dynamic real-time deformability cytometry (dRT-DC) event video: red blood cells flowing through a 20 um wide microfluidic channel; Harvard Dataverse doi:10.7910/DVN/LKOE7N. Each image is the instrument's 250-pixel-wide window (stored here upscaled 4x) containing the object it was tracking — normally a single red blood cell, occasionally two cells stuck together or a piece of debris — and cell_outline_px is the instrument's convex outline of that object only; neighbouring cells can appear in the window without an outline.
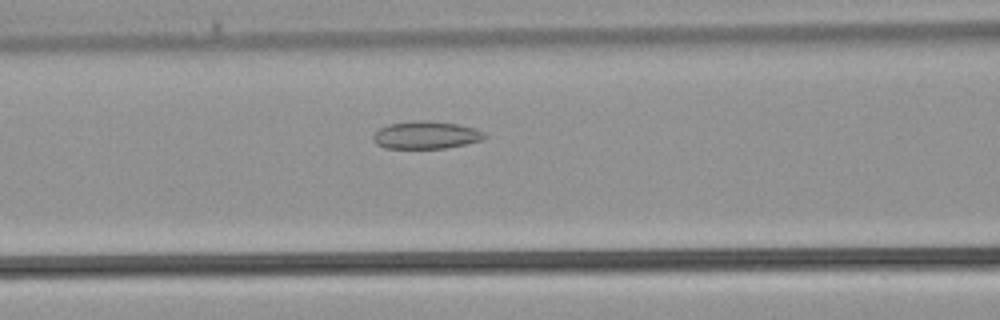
{"species": "common noctule bat (a hibernating species)", "species_latin": "Nyctalus noctula", "temperature_condition": "warm", "stored_images_in_passage": 30, "camera_frame_rate_fps": 3000, "um_per_image_px": 0.085, "animal": {"sex": "male", "body_mass_g": 21.5, "forearm_length_mm": 52.0}, "frame": {"image": 1, "passage_image": 8, "time_ms": 2.333, "image_size_px": [1000, 320], "cell_outline_px": [[488, 136], [480, 140], [464, 144], [444, 148], [384, 148], [376, 144], [372, 140], [372, 136], [380, 128], [388, 124], [420, 120], [428, 120], [456, 124], [476, 128], [484, 132]], "centroid_in_image_um": [36.19, 11.47], "position_along_channel_um": 130.4, "area_um2": 17.86}}
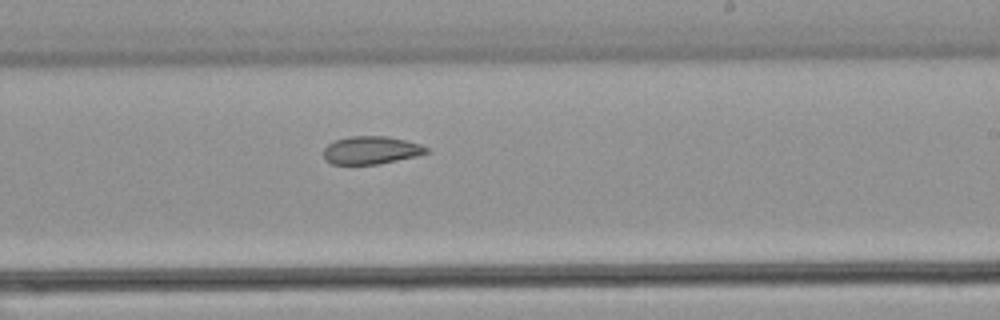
{"frame": {"image": 2, "passage_image": 15, "time_ms": 4.667, "image_size_px": [1000, 320], "cell_outline_px": [[428, 152], [416, 156], [376, 164], [332, 164], [324, 160], [324, 148], [328, 144], [336, 140], [348, 136], [388, 136], [420, 144], [428, 148]], "centroid_in_image_um": [31.51, 12.76], "position_along_channel_um": 257.5, "area_um2": 16.59}}
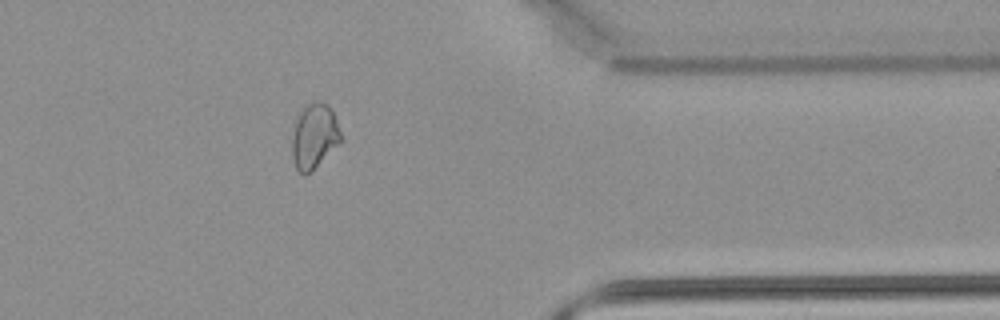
{"frame": {"image": 3, "passage_image": 23, "time_ms": 7.333, "image_size_px": [1000, 320], "cell_outline_px": [[344, 140], [312, 172], [304, 176], [296, 168], [292, 156], [292, 136], [296, 120], [300, 112], [312, 100], [320, 100], [328, 104], [332, 108]], "centroid_in_image_um": [26.75, 11.58], "position_along_channel_um": 384.6, "area_um2": 19.02}}